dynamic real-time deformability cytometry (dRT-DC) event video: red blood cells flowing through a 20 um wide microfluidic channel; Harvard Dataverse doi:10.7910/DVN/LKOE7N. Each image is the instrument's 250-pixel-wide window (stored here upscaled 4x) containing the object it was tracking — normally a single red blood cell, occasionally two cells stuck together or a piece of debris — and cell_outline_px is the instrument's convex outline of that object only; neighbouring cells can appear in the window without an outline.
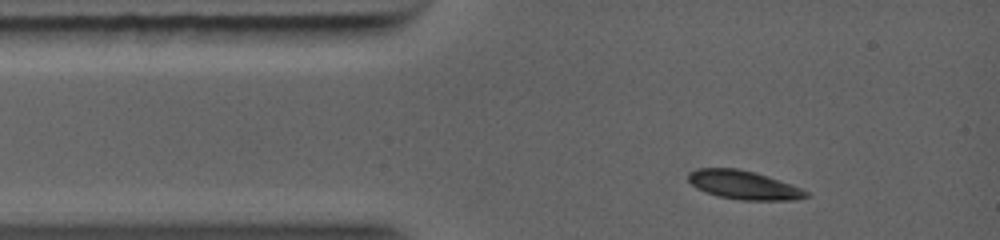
{"species": "common noctule bat (a hibernating species)", "species_latin": "Nyctalus noctula", "temperature_condition": "warm", "stored_images_in_passage": 18, "camera_frame_rate_fps": 5000, "um_per_image_px": 0.085, "animal": {"sex": "female", "body_mass_g": 19.0, "forearm_length_mm": 56.7}, "frame": {"image": 1, "passage_image": 1, "time_ms": 0.0, "image_size_px": [1000, 240], "cell_outline_px": [[808, 196], [796, 200], [740, 200], [720, 196], [704, 192], [696, 188], [688, 180], [688, 172], [696, 168], [736, 168], [768, 176], [792, 184], [808, 192]], "centroid_in_image_um": [63.19, 15.72], "position_along_channel_um": 21.8, "area_um2": 19.65}}
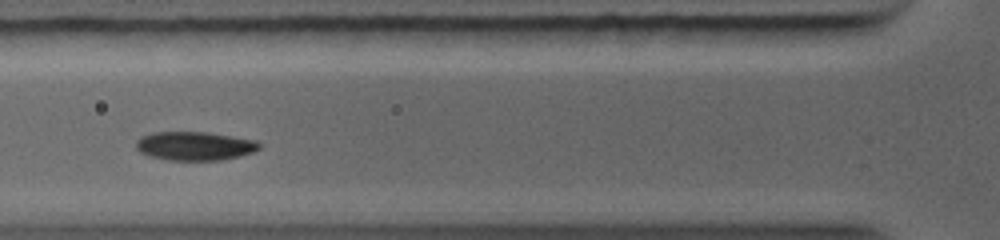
{"frame": {"image": 2, "passage_image": 8, "time_ms": 2.4, "image_size_px": [1000, 240], "cell_outline_px": [[260, 148], [252, 152], [220, 160], [168, 160], [148, 156], [140, 152], [136, 148], [136, 140], [140, 136], [152, 132], [208, 132], [256, 140], [260, 144]], "centroid_in_image_um": [16.5, 12.4], "position_along_channel_um": 109.3, "area_um2": 20.63}}
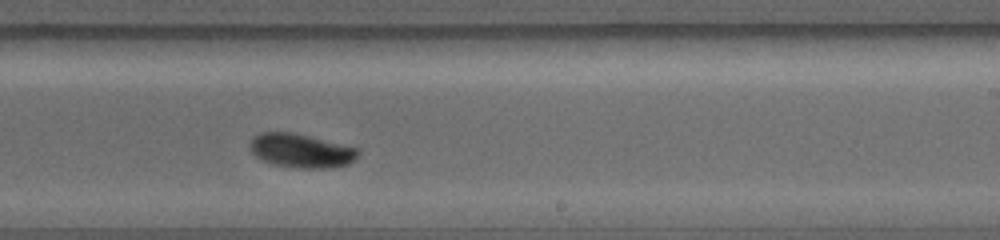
{"frame": {"image": 3, "passage_image": 16, "time_ms": 5.6, "image_size_px": [1000, 240], "cell_outline_px": [[360, 152], [356, 160], [348, 164], [332, 168], [296, 168], [272, 164], [260, 160], [252, 152], [248, 144], [260, 132], [292, 132], [360, 148]], "centroid_in_image_um": [25.62, 12.82], "position_along_channel_um": 263.4, "area_um2": 21.62}}